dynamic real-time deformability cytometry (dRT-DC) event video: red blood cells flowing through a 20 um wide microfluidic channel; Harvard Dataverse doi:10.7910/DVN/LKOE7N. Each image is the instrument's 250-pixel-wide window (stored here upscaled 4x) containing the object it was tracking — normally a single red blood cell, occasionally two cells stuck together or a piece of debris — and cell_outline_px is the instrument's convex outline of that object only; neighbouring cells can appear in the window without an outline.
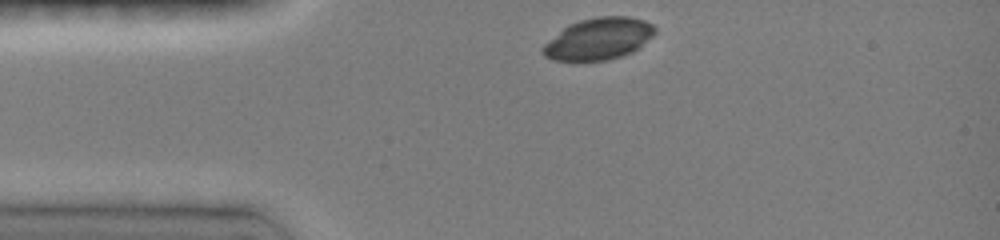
{"species": "common noctule bat (a hibernating species)", "species_latin": "Nyctalus noctula", "temperature_condition": "room temperature", "stored_images_in_passage": 13, "camera_frame_rate_fps": 3000, "um_per_image_px": 0.085, "animal": {"sex": "female", "body_mass_g": 19.0, "forearm_length_mm": 51.5}, "frame": {"image": 1, "passage_image": 1, "time_ms": 0.0, "image_size_px": [1000, 240], "cell_outline_px": [[656, 32], [652, 36], [632, 52], [608, 60], [552, 60], [544, 56], [540, 52], [540, 48], [548, 40], [568, 24], [580, 20], [596, 16], [628, 16], [644, 20], [652, 24], [656, 28]], "centroid_in_image_um": [50.85, 3.29], "position_along_channel_um": 34.1, "area_um2": 27.28}}